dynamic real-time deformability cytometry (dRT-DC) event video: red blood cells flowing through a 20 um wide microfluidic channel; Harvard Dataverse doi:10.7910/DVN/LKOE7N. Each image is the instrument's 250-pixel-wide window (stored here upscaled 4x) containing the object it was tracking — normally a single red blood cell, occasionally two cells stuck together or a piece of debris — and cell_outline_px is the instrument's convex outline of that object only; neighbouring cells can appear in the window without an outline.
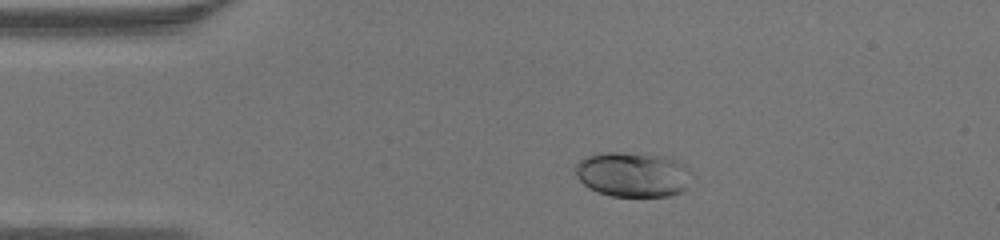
{"species": "human", "species_latin": "Homo sapiens", "temperature_condition": "warm", "stored_images_in_passage": 44, "camera_frame_rate_fps": 3000, "um_per_image_px": 0.085, "donor": {"sex": "male"}, "frame": {"image": 1, "passage_image": 7, "time_ms": 2.0, "image_size_px": [1000, 240], "cell_outline_px": [[688, 172], [684, 188], [680, 192], [668, 196], [612, 196], [588, 188], [576, 176], [576, 164], [580, 160], [588, 156], [600, 152], [620, 152], [664, 156], [676, 160], [684, 164], [688, 168]], "centroid_in_image_um": [53.73, 14.82], "position_along_channel_um": 31.3, "area_um2": 29.94}}
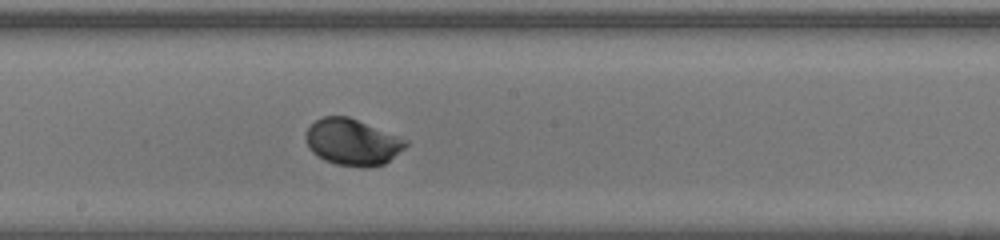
{"frame": {"image": 2, "passage_image": 23, "time_ms": 7.333, "image_size_px": [1000, 240], "cell_outline_px": [[408, 144], [404, 148], [384, 164], [368, 168], [364, 168], [336, 164], [324, 160], [316, 156], [308, 148], [304, 136], [308, 128], [316, 120], [324, 116], [348, 116], [408, 140]], "centroid_in_image_um": [29.92, 12.09], "position_along_channel_um": 218.3, "area_um2": 27.05}}
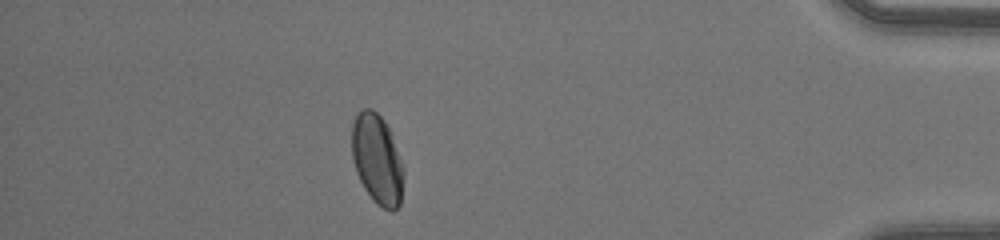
{"frame": {"image": 3, "passage_image": 39, "time_ms": 12.667, "image_size_px": [1000, 240], "cell_outline_px": [[404, 172], [400, 204], [392, 212], [376, 204], [372, 200], [364, 188], [356, 172], [352, 160], [352, 124], [360, 108], [372, 108], [384, 120], [388, 128], [404, 164]], "centroid_in_image_um": [32.06, 13.55], "position_along_channel_um": 403.1, "area_um2": 27.34}}